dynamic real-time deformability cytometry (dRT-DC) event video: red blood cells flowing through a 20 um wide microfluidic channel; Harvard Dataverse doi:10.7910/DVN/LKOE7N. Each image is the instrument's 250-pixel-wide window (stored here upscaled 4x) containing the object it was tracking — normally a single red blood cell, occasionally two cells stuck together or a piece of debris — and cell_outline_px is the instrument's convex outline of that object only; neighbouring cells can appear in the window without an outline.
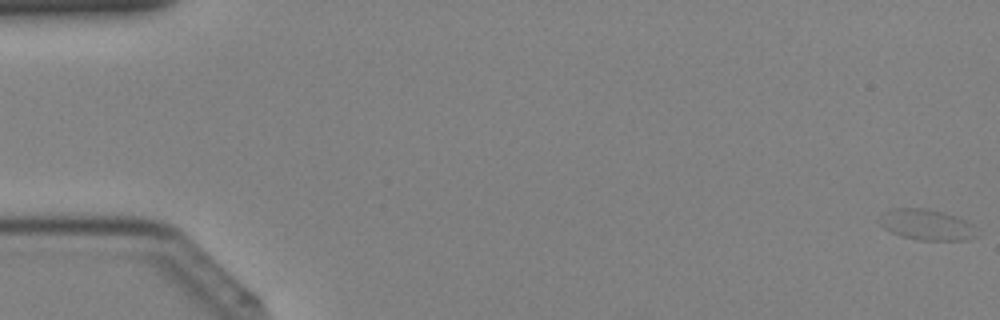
{"species": "Egyptian fruit bat (a non-hibernating species)", "species_latin": "Rousettus aegyptiacus", "temperature_condition": "cold", "stored_images_in_passage": 3, "camera_frame_rate_fps": 3000, "um_per_image_px": 0.085, "animal": {"sex": "female"}, "frame": {"image": 1, "passage_image": 1, "time_ms": 0.0, "image_size_px": [1000, 320], "cell_outline_px": [[976, 236], [960, 240], [920, 240], [900, 236], [884, 228], [876, 220], [884, 212], [892, 208], [924, 208], [940, 212], [964, 220], [972, 224]], "centroid_in_image_um": [78.67, 19.1], "position_along_channel_um": 6.3, "area_um2": 17.11}}